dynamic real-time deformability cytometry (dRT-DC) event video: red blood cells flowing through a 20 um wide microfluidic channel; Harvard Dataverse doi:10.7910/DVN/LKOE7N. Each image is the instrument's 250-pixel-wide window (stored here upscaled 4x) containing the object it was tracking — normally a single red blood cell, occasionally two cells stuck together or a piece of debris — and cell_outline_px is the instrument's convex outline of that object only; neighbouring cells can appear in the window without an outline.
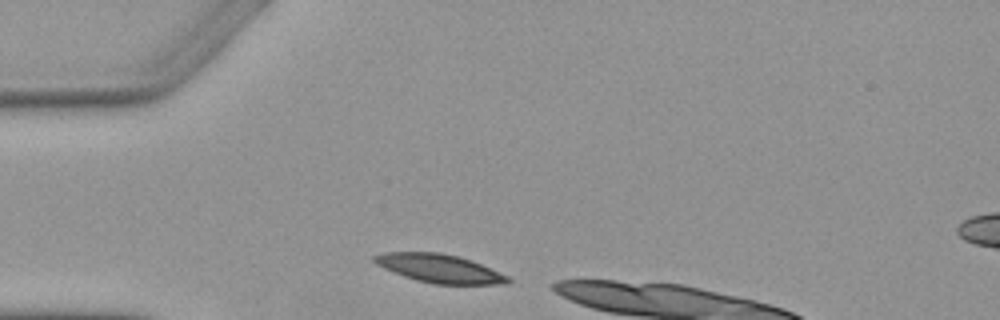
{"species": "Egyptian fruit bat (a non-hibernating species)", "species_latin": "Rousettus aegyptiacus", "temperature_condition": "warm", "stored_images_in_passage": 2, "segment_of_instrument_passage": [1, 2], "camera_frame_rate_fps": 3000, "um_per_image_px": 0.085, "animal": {"sex": "female"}, "frame": {"image": 1, "passage_image": 1, "time_ms": 0.0, "image_size_px": [1000, 320], "cell_outline_px": [[512, 280], [508, 284], [432, 284], [416, 280], [392, 272], [376, 264], [372, 260], [372, 256], [384, 252], [440, 252], [456, 256], [480, 264], [508, 276]], "centroid_in_image_um": [37.31, 22.82], "position_along_channel_um": 47.7, "area_um2": 22.02}}